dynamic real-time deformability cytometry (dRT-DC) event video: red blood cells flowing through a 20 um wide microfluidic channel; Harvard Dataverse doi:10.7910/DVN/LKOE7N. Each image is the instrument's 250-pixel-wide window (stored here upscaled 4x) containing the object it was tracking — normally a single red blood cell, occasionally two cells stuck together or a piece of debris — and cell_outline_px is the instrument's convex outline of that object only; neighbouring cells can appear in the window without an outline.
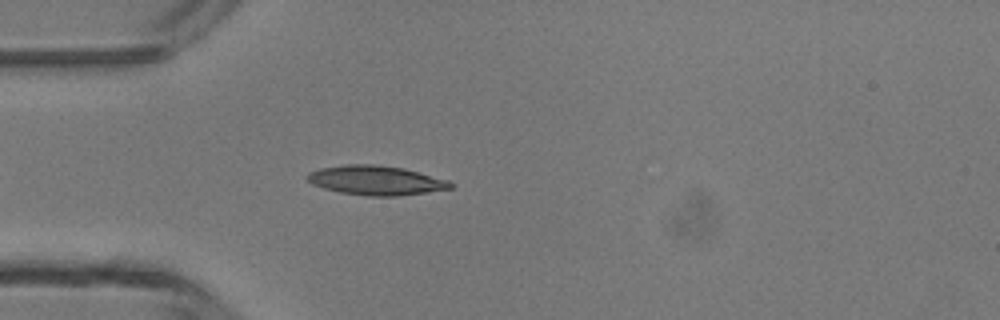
{"species": "common noctule bat (a hibernating species)", "species_latin": "Nyctalus noctula", "temperature_condition": "room temperature", "stored_images_in_passage": 1, "camera_frame_rate_fps": 3000, "um_per_image_px": 0.085, "animal": {"sex": "male", "body_mass_g": 13.3}, "frame": {"image": 1, "passage_image": 1, "time_ms": 0.0, "image_size_px": [1000, 320], "cell_outline_px": [[452, 188], [400, 196], [368, 196], [340, 192], [324, 188], [312, 184], [304, 176], [308, 172], [320, 168], [344, 164], [372, 164], [404, 168], [448, 180], [452, 184]], "centroid_in_image_um": [31.91, 15.32], "position_along_channel_um": 53.1, "area_um2": 24.51}}